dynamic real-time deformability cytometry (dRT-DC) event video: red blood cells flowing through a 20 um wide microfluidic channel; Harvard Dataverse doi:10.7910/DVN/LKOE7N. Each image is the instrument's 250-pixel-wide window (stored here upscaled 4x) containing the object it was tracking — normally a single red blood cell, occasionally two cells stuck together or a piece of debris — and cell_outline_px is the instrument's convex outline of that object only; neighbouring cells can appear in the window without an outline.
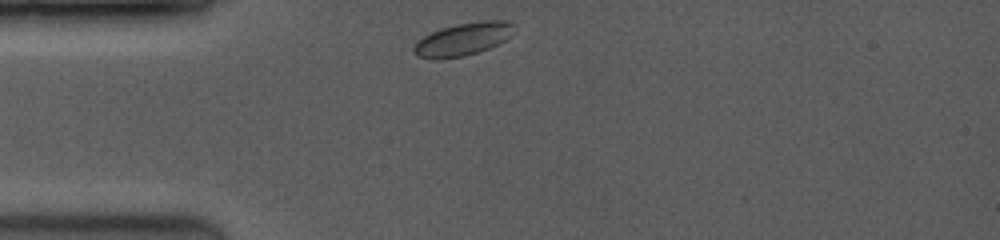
{"species": "common noctule bat (a hibernating species)", "species_latin": "Nyctalus noctula", "temperature_condition": "room temperature", "stored_images_in_passage": 39, "camera_frame_rate_fps": 3500, "um_per_image_px": 0.085, "animal": {"sex": "female", "body_mass_g": 19.0, "forearm_length_mm": 53.3}, "frame": {"image": 1, "passage_image": 1, "time_ms": 0.0, "image_size_px": [1000, 240], "cell_outline_px": [[516, 24], [508, 36], [504, 40], [488, 48], [464, 56], [436, 60], [420, 56], [412, 52], [412, 48], [424, 36], [440, 28], [456, 24], [480, 20], [508, 20]], "centroid_in_image_um": [39.35, 3.31], "position_along_channel_um": 45.7, "area_um2": 19.02}}
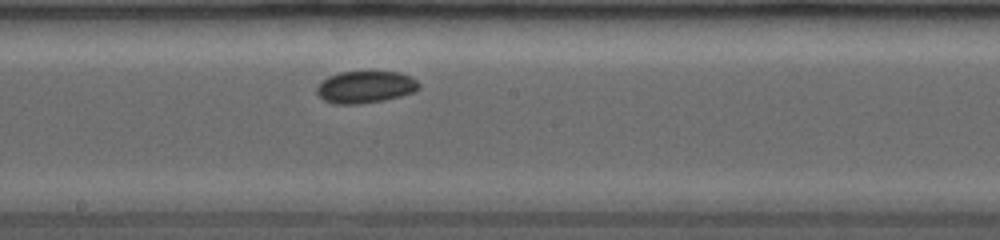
{"frame": {"image": 2, "passage_image": 20, "time_ms": 4.857, "image_size_px": [1000, 240], "cell_outline_px": [[420, 88], [416, 92], [384, 100], [356, 104], [336, 104], [324, 100], [316, 92], [316, 88], [328, 76], [340, 72], [400, 72], [416, 80], [420, 84]], "centroid_in_image_um": [31.08, 7.4], "position_along_channel_um": 217.1, "area_um2": 18.96}}
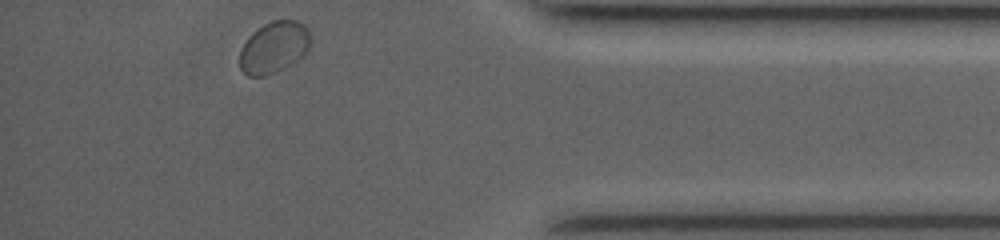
{"frame": {"image": 3, "passage_image": 39, "time_ms": 10.286, "image_size_px": [1000, 240], "cell_outline_px": [[312, 48], [304, 56], [264, 76], [248, 76], [240, 68], [240, 52], [248, 36], [252, 32], [264, 24], [272, 20], [296, 20], [304, 24], [308, 28], [312, 36]], "centroid_in_image_um": [23.34, 3.98], "position_along_channel_um": 411.9, "area_um2": 21.39}, "authors_computed_cell_mechanics": {"area_um2": 18.9006, "velocity_mm_per_s": 3.9088, "shape_relaxation_time_tau1_ms": 3.4295, "shape_relaxation_time_tau2_ms": null, "deformation_change_tau1": 0.0413, "deformation_change_tau2": null}}